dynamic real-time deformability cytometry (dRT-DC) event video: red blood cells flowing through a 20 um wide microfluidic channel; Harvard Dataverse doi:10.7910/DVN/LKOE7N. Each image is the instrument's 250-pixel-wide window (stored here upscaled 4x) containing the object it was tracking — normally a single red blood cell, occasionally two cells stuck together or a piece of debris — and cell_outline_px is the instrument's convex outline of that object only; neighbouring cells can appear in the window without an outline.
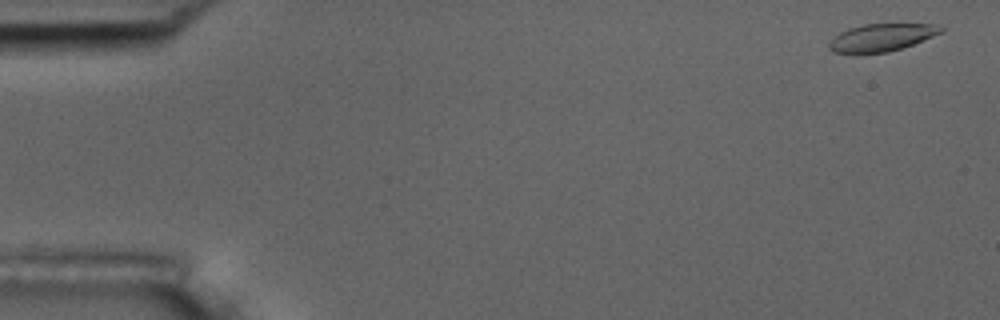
{"species": "common noctule bat (a hibernating species)", "species_latin": "Nyctalus noctula", "temperature_condition": "room temperature", "stored_images_in_passage": 5, "camera_frame_rate_fps": 3000, "um_per_image_px": 0.085, "animal": {"sex": "male", "body_mass_g": 17.5, "forearm_length_mm": 52.3}, "frame": {"image": 1, "passage_image": 1, "time_ms": 0.0, "image_size_px": [1000, 320], "cell_outline_px": [[944, 32], [912, 44], [888, 52], [832, 52], [828, 48], [828, 44], [840, 32], [848, 28], [864, 24], [940, 24], [944, 28]], "centroid_in_image_um": [74.98, 3.16], "position_along_channel_um": 10.0, "area_um2": 17.63}}
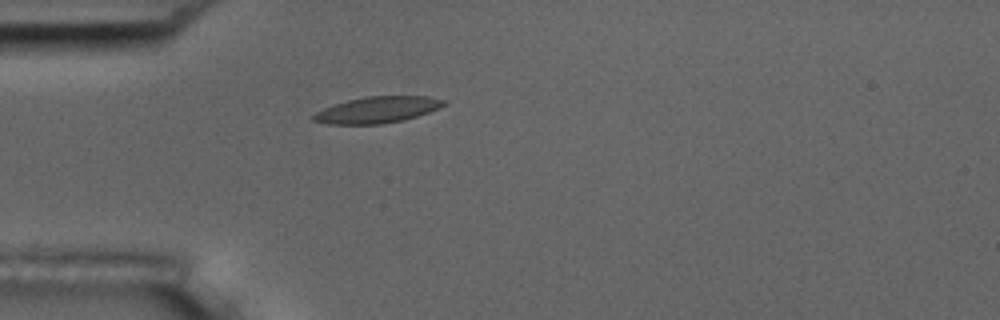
{"frame": {"image": 2, "passage_image": 5, "time_ms": 4.667, "image_size_px": [1000, 320], "cell_outline_px": [[448, 104], [428, 112], [404, 120], [380, 124], [328, 124], [312, 120], [312, 116], [316, 112], [324, 108], [348, 100], [364, 96], [428, 96], [448, 100]], "centroid_in_image_um": [32.11, 9.32], "position_along_channel_um": 52.9, "area_um2": 20.0}}